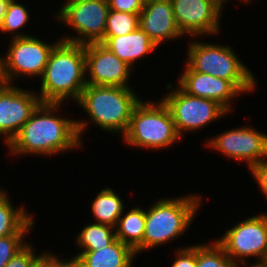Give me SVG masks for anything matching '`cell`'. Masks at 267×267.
I'll use <instances>...</instances> for the list:
<instances>
[{
  "label": "cell",
  "mask_w": 267,
  "mask_h": 267,
  "mask_svg": "<svg viewBox=\"0 0 267 267\" xmlns=\"http://www.w3.org/2000/svg\"><path fill=\"white\" fill-rule=\"evenodd\" d=\"M87 85L130 87L129 76L134 70L102 43L85 44Z\"/></svg>",
  "instance_id": "obj_14"
},
{
  "label": "cell",
  "mask_w": 267,
  "mask_h": 267,
  "mask_svg": "<svg viewBox=\"0 0 267 267\" xmlns=\"http://www.w3.org/2000/svg\"><path fill=\"white\" fill-rule=\"evenodd\" d=\"M79 267H133L135 251L116 239L107 247L97 251H80L74 255Z\"/></svg>",
  "instance_id": "obj_18"
},
{
  "label": "cell",
  "mask_w": 267,
  "mask_h": 267,
  "mask_svg": "<svg viewBox=\"0 0 267 267\" xmlns=\"http://www.w3.org/2000/svg\"><path fill=\"white\" fill-rule=\"evenodd\" d=\"M30 13L20 2H16V0H10L7 12L3 18L2 24L0 26V33H10L12 34L11 38H19V37H29L30 34H24V32H20L21 28H25L27 22H29Z\"/></svg>",
  "instance_id": "obj_23"
},
{
  "label": "cell",
  "mask_w": 267,
  "mask_h": 267,
  "mask_svg": "<svg viewBox=\"0 0 267 267\" xmlns=\"http://www.w3.org/2000/svg\"><path fill=\"white\" fill-rule=\"evenodd\" d=\"M34 267H45V253L43 258Z\"/></svg>",
  "instance_id": "obj_34"
},
{
  "label": "cell",
  "mask_w": 267,
  "mask_h": 267,
  "mask_svg": "<svg viewBox=\"0 0 267 267\" xmlns=\"http://www.w3.org/2000/svg\"><path fill=\"white\" fill-rule=\"evenodd\" d=\"M200 194H187L156 200L145 209L143 251L169 243L185 234L201 207Z\"/></svg>",
  "instance_id": "obj_3"
},
{
  "label": "cell",
  "mask_w": 267,
  "mask_h": 267,
  "mask_svg": "<svg viewBox=\"0 0 267 267\" xmlns=\"http://www.w3.org/2000/svg\"><path fill=\"white\" fill-rule=\"evenodd\" d=\"M4 84V80L2 77V64H1V56H0V86Z\"/></svg>",
  "instance_id": "obj_35"
},
{
  "label": "cell",
  "mask_w": 267,
  "mask_h": 267,
  "mask_svg": "<svg viewBox=\"0 0 267 267\" xmlns=\"http://www.w3.org/2000/svg\"><path fill=\"white\" fill-rule=\"evenodd\" d=\"M8 195L6 190L0 187V238L16 234L34 217L22 206L14 207Z\"/></svg>",
  "instance_id": "obj_21"
},
{
  "label": "cell",
  "mask_w": 267,
  "mask_h": 267,
  "mask_svg": "<svg viewBox=\"0 0 267 267\" xmlns=\"http://www.w3.org/2000/svg\"><path fill=\"white\" fill-rule=\"evenodd\" d=\"M189 41L186 63L196 72L230 80L242 93H252L256 78L229 45Z\"/></svg>",
  "instance_id": "obj_6"
},
{
  "label": "cell",
  "mask_w": 267,
  "mask_h": 267,
  "mask_svg": "<svg viewBox=\"0 0 267 267\" xmlns=\"http://www.w3.org/2000/svg\"><path fill=\"white\" fill-rule=\"evenodd\" d=\"M61 105L41 102L7 145L8 153L15 157L28 154L50 157L81 148L82 135L90 123L84 118L73 120L57 115Z\"/></svg>",
  "instance_id": "obj_1"
},
{
  "label": "cell",
  "mask_w": 267,
  "mask_h": 267,
  "mask_svg": "<svg viewBox=\"0 0 267 267\" xmlns=\"http://www.w3.org/2000/svg\"><path fill=\"white\" fill-rule=\"evenodd\" d=\"M267 267V265H265L263 262H255L252 264V262L249 264L247 263H241L237 265V267Z\"/></svg>",
  "instance_id": "obj_33"
},
{
  "label": "cell",
  "mask_w": 267,
  "mask_h": 267,
  "mask_svg": "<svg viewBox=\"0 0 267 267\" xmlns=\"http://www.w3.org/2000/svg\"><path fill=\"white\" fill-rule=\"evenodd\" d=\"M96 223L116 227L119 217L125 211L124 201L111 187L101 189L91 204Z\"/></svg>",
  "instance_id": "obj_20"
},
{
  "label": "cell",
  "mask_w": 267,
  "mask_h": 267,
  "mask_svg": "<svg viewBox=\"0 0 267 267\" xmlns=\"http://www.w3.org/2000/svg\"><path fill=\"white\" fill-rule=\"evenodd\" d=\"M101 43L132 68L138 59L158 48L140 27L127 35L104 36Z\"/></svg>",
  "instance_id": "obj_17"
},
{
  "label": "cell",
  "mask_w": 267,
  "mask_h": 267,
  "mask_svg": "<svg viewBox=\"0 0 267 267\" xmlns=\"http://www.w3.org/2000/svg\"><path fill=\"white\" fill-rule=\"evenodd\" d=\"M38 93V90L36 93L25 90L15 83L0 86V136L6 146L41 103Z\"/></svg>",
  "instance_id": "obj_13"
},
{
  "label": "cell",
  "mask_w": 267,
  "mask_h": 267,
  "mask_svg": "<svg viewBox=\"0 0 267 267\" xmlns=\"http://www.w3.org/2000/svg\"><path fill=\"white\" fill-rule=\"evenodd\" d=\"M140 13H125L109 10L104 36H122L139 27Z\"/></svg>",
  "instance_id": "obj_25"
},
{
  "label": "cell",
  "mask_w": 267,
  "mask_h": 267,
  "mask_svg": "<svg viewBox=\"0 0 267 267\" xmlns=\"http://www.w3.org/2000/svg\"><path fill=\"white\" fill-rule=\"evenodd\" d=\"M80 251H97L116 240L115 228L101 223H91L83 227L75 238Z\"/></svg>",
  "instance_id": "obj_22"
},
{
  "label": "cell",
  "mask_w": 267,
  "mask_h": 267,
  "mask_svg": "<svg viewBox=\"0 0 267 267\" xmlns=\"http://www.w3.org/2000/svg\"><path fill=\"white\" fill-rule=\"evenodd\" d=\"M45 267H79V263L75 257L60 260L57 255L47 251L45 252Z\"/></svg>",
  "instance_id": "obj_31"
},
{
  "label": "cell",
  "mask_w": 267,
  "mask_h": 267,
  "mask_svg": "<svg viewBox=\"0 0 267 267\" xmlns=\"http://www.w3.org/2000/svg\"><path fill=\"white\" fill-rule=\"evenodd\" d=\"M61 41V38L54 43L36 36L12 38L8 45L7 53L1 56L2 77L5 84L13 85V82L22 76L32 79L42 76L49 56L53 48Z\"/></svg>",
  "instance_id": "obj_9"
},
{
  "label": "cell",
  "mask_w": 267,
  "mask_h": 267,
  "mask_svg": "<svg viewBox=\"0 0 267 267\" xmlns=\"http://www.w3.org/2000/svg\"><path fill=\"white\" fill-rule=\"evenodd\" d=\"M133 87L86 85L76 102L94 126L123 136L134 107L141 101Z\"/></svg>",
  "instance_id": "obj_4"
},
{
  "label": "cell",
  "mask_w": 267,
  "mask_h": 267,
  "mask_svg": "<svg viewBox=\"0 0 267 267\" xmlns=\"http://www.w3.org/2000/svg\"><path fill=\"white\" fill-rule=\"evenodd\" d=\"M222 1H223L224 3H227V2H226L227 0H222ZM228 2H230V1L228 0ZM240 2L242 3V0H240Z\"/></svg>",
  "instance_id": "obj_37"
},
{
  "label": "cell",
  "mask_w": 267,
  "mask_h": 267,
  "mask_svg": "<svg viewBox=\"0 0 267 267\" xmlns=\"http://www.w3.org/2000/svg\"><path fill=\"white\" fill-rule=\"evenodd\" d=\"M145 0H108L110 10L125 13H140Z\"/></svg>",
  "instance_id": "obj_29"
},
{
  "label": "cell",
  "mask_w": 267,
  "mask_h": 267,
  "mask_svg": "<svg viewBox=\"0 0 267 267\" xmlns=\"http://www.w3.org/2000/svg\"><path fill=\"white\" fill-rule=\"evenodd\" d=\"M34 225L35 221L32 217L16 234L0 238V267H5L11 258L28 243L24 237L32 231Z\"/></svg>",
  "instance_id": "obj_26"
},
{
  "label": "cell",
  "mask_w": 267,
  "mask_h": 267,
  "mask_svg": "<svg viewBox=\"0 0 267 267\" xmlns=\"http://www.w3.org/2000/svg\"><path fill=\"white\" fill-rule=\"evenodd\" d=\"M205 144L206 148L213 149L227 158L245 162L248 170L255 163L267 159V134L247 124L213 136L205 141Z\"/></svg>",
  "instance_id": "obj_11"
},
{
  "label": "cell",
  "mask_w": 267,
  "mask_h": 267,
  "mask_svg": "<svg viewBox=\"0 0 267 267\" xmlns=\"http://www.w3.org/2000/svg\"><path fill=\"white\" fill-rule=\"evenodd\" d=\"M265 265H267V254H266V256H265V258L263 259V261H262Z\"/></svg>",
  "instance_id": "obj_36"
},
{
  "label": "cell",
  "mask_w": 267,
  "mask_h": 267,
  "mask_svg": "<svg viewBox=\"0 0 267 267\" xmlns=\"http://www.w3.org/2000/svg\"><path fill=\"white\" fill-rule=\"evenodd\" d=\"M31 243H27L20 249L5 267H34L44 256V253L35 254V249Z\"/></svg>",
  "instance_id": "obj_27"
},
{
  "label": "cell",
  "mask_w": 267,
  "mask_h": 267,
  "mask_svg": "<svg viewBox=\"0 0 267 267\" xmlns=\"http://www.w3.org/2000/svg\"><path fill=\"white\" fill-rule=\"evenodd\" d=\"M166 85L168 93L161 100L168 107L180 137L185 132L202 130L204 126L230 114L214 100L189 95L179 86L173 89L170 83Z\"/></svg>",
  "instance_id": "obj_8"
},
{
  "label": "cell",
  "mask_w": 267,
  "mask_h": 267,
  "mask_svg": "<svg viewBox=\"0 0 267 267\" xmlns=\"http://www.w3.org/2000/svg\"><path fill=\"white\" fill-rule=\"evenodd\" d=\"M145 210L140 206L124 212L115 227L116 239L132 248L136 255L143 251Z\"/></svg>",
  "instance_id": "obj_19"
},
{
  "label": "cell",
  "mask_w": 267,
  "mask_h": 267,
  "mask_svg": "<svg viewBox=\"0 0 267 267\" xmlns=\"http://www.w3.org/2000/svg\"><path fill=\"white\" fill-rule=\"evenodd\" d=\"M40 81L42 103L77 102L87 85L84 45L61 40L53 48Z\"/></svg>",
  "instance_id": "obj_2"
},
{
  "label": "cell",
  "mask_w": 267,
  "mask_h": 267,
  "mask_svg": "<svg viewBox=\"0 0 267 267\" xmlns=\"http://www.w3.org/2000/svg\"><path fill=\"white\" fill-rule=\"evenodd\" d=\"M66 3L55 15L59 23L72 28L78 35L61 37L62 41L89 44L101 43L106 30L108 1L65 0Z\"/></svg>",
  "instance_id": "obj_7"
},
{
  "label": "cell",
  "mask_w": 267,
  "mask_h": 267,
  "mask_svg": "<svg viewBox=\"0 0 267 267\" xmlns=\"http://www.w3.org/2000/svg\"><path fill=\"white\" fill-rule=\"evenodd\" d=\"M176 23L182 35L214 36L220 32L222 0H171ZM201 36V37H200Z\"/></svg>",
  "instance_id": "obj_12"
},
{
  "label": "cell",
  "mask_w": 267,
  "mask_h": 267,
  "mask_svg": "<svg viewBox=\"0 0 267 267\" xmlns=\"http://www.w3.org/2000/svg\"><path fill=\"white\" fill-rule=\"evenodd\" d=\"M216 242L197 244V267H237Z\"/></svg>",
  "instance_id": "obj_24"
},
{
  "label": "cell",
  "mask_w": 267,
  "mask_h": 267,
  "mask_svg": "<svg viewBox=\"0 0 267 267\" xmlns=\"http://www.w3.org/2000/svg\"><path fill=\"white\" fill-rule=\"evenodd\" d=\"M184 63L185 69L178 77L177 86L189 95L214 100L229 113L233 112V100L243 93L230 80L196 72Z\"/></svg>",
  "instance_id": "obj_15"
},
{
  "label": "cell",
  "mask_w": 267,
  "mask_h": 267,
  "mask_svg": "<svg viewBox=\"0 0 267 267\" xmlns=\"http://www.w3.org/2000/svg\"><path fill=\"white\" fill-rule=\"evenodd\" d=\"M10 0H0V26L2 24L3 18L7 12V7Z\"/></svg>",
  "instance_id": "obj_32"
},
{
  "label": "cell",
  "mask_w": 267,
  "mask_h": 267,
  "mask_svg": "<svg viewBox=\"0 0 267 267\" xmlns=\"http://www.w3.org/2000/svg\"><path fill=\"white\" fill-rule=\"evenodd\" d=\"M139 27L159 47L184 37L176 23L171 0H147L139 14ZM165 41V42H164Z\"/></svg>",
  "instance_id": "obj_16"
},
{
  "label": "cell",
  "mask_w": 267,
  "mask_h": 267,
  "mask_svg": "<svg viewBox=\"0 0 267 267\" xmlns=\"http://www.w3.org/2000/svg\"><path fill=\"white\" fill-rule=\"evenodd\" d=\"M175 260L171 267H197V244L175 250Z\"/></svg>",
  "instance_id": "obj_28"
},
{
  "label": "cell",
  "mask_w": 267,
  "mask_h": 267,
  "mask_svg": "<svg viewBox=\"0 0 267 267\" xmlns=\"http://www.w3.org/2000/svg\"><path fill=\"white\" fill-rule=\"evenodd\" d=\"M237 264L256 257L262 262L267 254V213H259L242 220L214 239Z\"/></svg>",
  "instance_id": "obj_10"
},
{
  "label": "cell",
  "mask_w": 267,
  "mask_h": 267,
  "mask_svg": "<svg viewBox=\"0 0 267 267\" xmlns=\"http://www.w3.org/2000/svg\"><path fill=\"white\" fill-rule=\"evenodd\" d=\"M248 171L254 177L265 198H267V160L255 163Z\"/></svg>",
  "instance_id": "obj_30"
},
{
  "label": "cell",
  "mask_w": 267,
  "mask_h": 267,
  "mask_svg": "<svg viewBox=\"0 0 267 267\" xmlns=\"http://www.w3.org/2000/svg\"><path fill=\"white\" fill-rule=\"evenodd\" d=\"M123 141L129 146L142 149H169L181 137L168 107L159 99L141 101L134 107Z\"/></svg>",
  "instance_id": "obj_5"
}]
</instances>
